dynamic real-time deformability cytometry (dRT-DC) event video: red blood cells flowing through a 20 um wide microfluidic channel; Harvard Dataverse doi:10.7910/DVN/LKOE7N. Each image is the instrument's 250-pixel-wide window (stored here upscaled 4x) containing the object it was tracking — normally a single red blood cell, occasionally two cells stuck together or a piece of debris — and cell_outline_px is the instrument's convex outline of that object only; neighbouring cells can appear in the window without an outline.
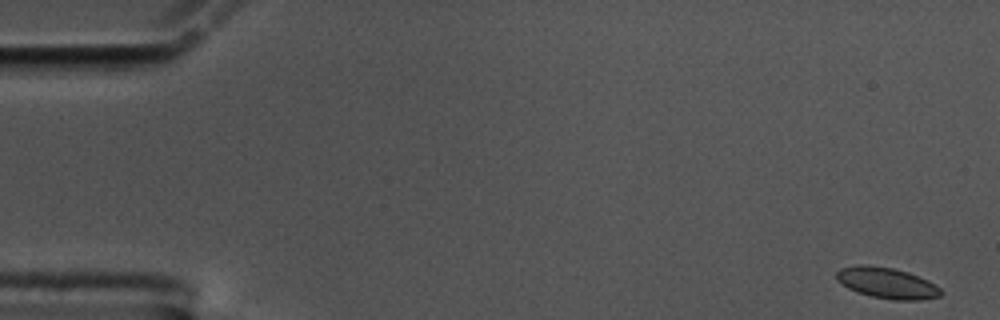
{"species": "common noctule bat (a hibernating species)", "species_latin": "Nyctalus noctula", "temperature_condition": "cold", "stored_images_in_passage": 56, "camera_frame_rate_fps": 3000, "um_per_image_px": 0.085, "animal": {"sex": "male", "body_mass_g": 17.5, "forearm_length_mm": 52.3}, "frame": {"image": 1, "passage_image": 1, "time_ms": 0.0, "image_size_px": [1000, 320], "cell_outline_px": [[944, 292], [940, 296], [920, 300], [892, 300], [872, 296], [848, 288], [836, 280], [836, 272], [840, 268], [856, 264], [868, 264], [892, 268], [908, 272], [928, 280], [940, 288]], "centroid_in_image_um": [75.38, 24.04], "position_along_channel_um": 9.6, "area_um2": 18.9}}
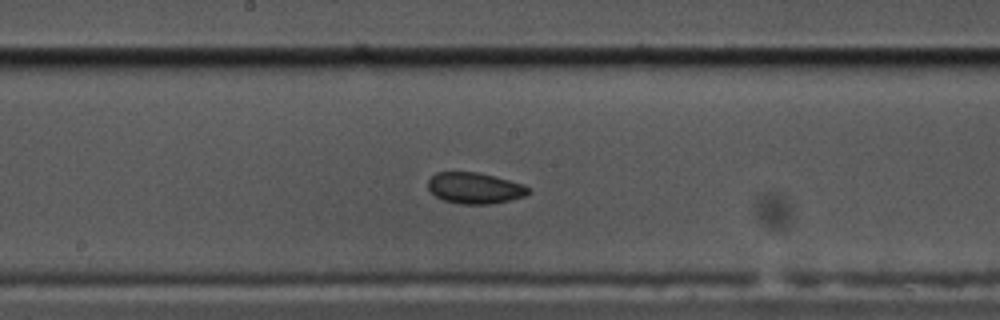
{"frame": {"image": 2, "passage_image": 29, "time_ms": 9.333, "image_size_px": [1000, 320], "cell_outline_px": [[532, 192], [524, 196], [492, 204], [460, 204], [444, 200], [436, 196], [428, 188], [428, 180], [436, 172], [476, 172], [524, 184], [532, 188]], "centroid_in_image_um": [40.38, 15.99], "position_along_channel_um": 207.8, "area_um2": 18.15}}
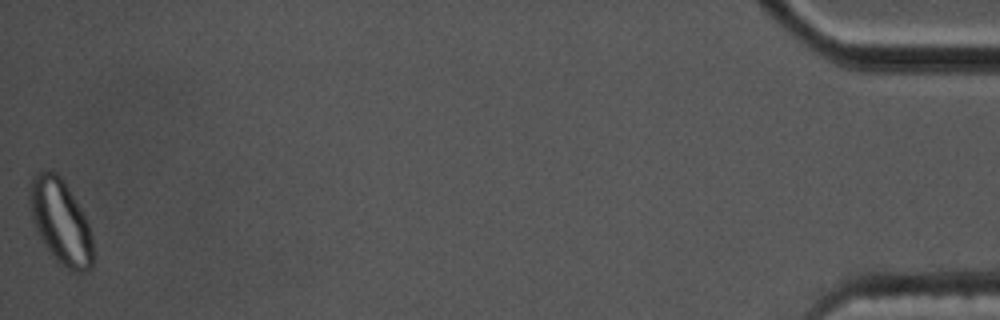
{"frame": {"image": 3, "passage_image": 56, "time_ms": 18.333, "image_size_px": [1000, 320], "cell_outline_px": [[92, 268], [88, 272], [72, 272], [56, 260], [44, 244], [32, 220], [28, 196], [28, 192], [32, 176], [36, 172], [44, 168], [48, 168], [56, 172], [64, 180], [80, 208], [88, 224], [92, 236]], "centroid_in_image_um": [5.13, 18.8], "position_along_channel_um": 430.1, "area_um2": 31.39}, "authors_computed_cell_mechanics": {"area_um2": 18.5249, "velocity_mm_per_s": 3.5418, "shape_relaxation_time_tau1_ms": null, "shape_relaxation_time_tau2_ms": 3.8932, "deformation_change_tau1": null, "deformation_change_tau2": 0.0695}}